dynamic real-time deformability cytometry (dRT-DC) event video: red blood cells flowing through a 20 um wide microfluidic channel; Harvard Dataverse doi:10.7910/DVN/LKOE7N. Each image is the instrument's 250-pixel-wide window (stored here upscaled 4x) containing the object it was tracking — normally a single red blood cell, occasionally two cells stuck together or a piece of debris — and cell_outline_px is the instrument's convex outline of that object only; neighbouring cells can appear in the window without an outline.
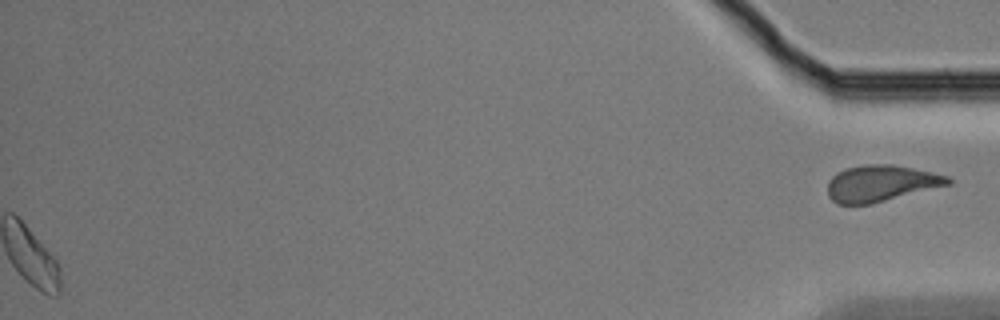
{"species": "Egyptian fruit bat (a non-hibernating species)", "species_latin": "Rousettus aegyptiacus", "temperature_condition": "cold", "stored_images_in_passage": 57, "segment_of_instrument_passage": [2, 2], "camera_frame_rate_fps": 3000, "um_per_image_px": 0.085, "animal": {"sex": "male"}, "frame": {"image": 1, "passage_image": 57, "time_ms": 18.667, "image_size_px": [1000, 320], "cell_outline_px": [[952, 184], [872, 204], [836, 204], [828, 196], [828, 180], [836, 172], [844, 168], [864, 164], [892, 164], [932, 172], [948, 176], [952, 180]], "centroid_in_image_um": [74.87, 15.58], "position_along_channel_um": 360.3, "area_um2": 25.78}}